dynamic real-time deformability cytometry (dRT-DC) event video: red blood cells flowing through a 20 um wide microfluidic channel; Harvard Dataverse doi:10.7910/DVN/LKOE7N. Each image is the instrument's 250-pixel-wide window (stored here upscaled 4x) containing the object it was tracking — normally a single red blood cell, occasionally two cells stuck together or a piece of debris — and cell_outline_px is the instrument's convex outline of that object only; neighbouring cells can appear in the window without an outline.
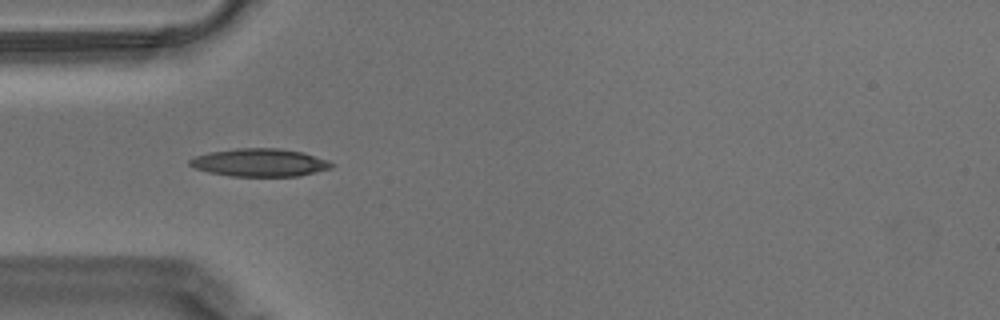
{"species": "Egyptian fruit bat (a non-hibernating species)", "species_latin": "Rousettus aegyptiacus", "temperature_condition": "warm", "stored_images_in_passage": 8, "camera_frame_rate_fps": 3000, "um_per_image_px": 0.085, "animal": {"sex": "male"}, "frame": {"image": 1, "passage_image": 4, "time_ms": 1.0, "image_size_px": [1000, 320], "cell_outline_px": [[336, 164], [332, 168], [300, 176], [232, 176], [208, 172], [196, 168], [188, 164], [188, 160], [196, 156], [208, 152], [236, 148], [276, 148], [304, 152], [328, 160]], "centroid_in_image_um": [22.1, 13.81], "position_along_channel_um": 62.9, "area_um2": 23.18}}